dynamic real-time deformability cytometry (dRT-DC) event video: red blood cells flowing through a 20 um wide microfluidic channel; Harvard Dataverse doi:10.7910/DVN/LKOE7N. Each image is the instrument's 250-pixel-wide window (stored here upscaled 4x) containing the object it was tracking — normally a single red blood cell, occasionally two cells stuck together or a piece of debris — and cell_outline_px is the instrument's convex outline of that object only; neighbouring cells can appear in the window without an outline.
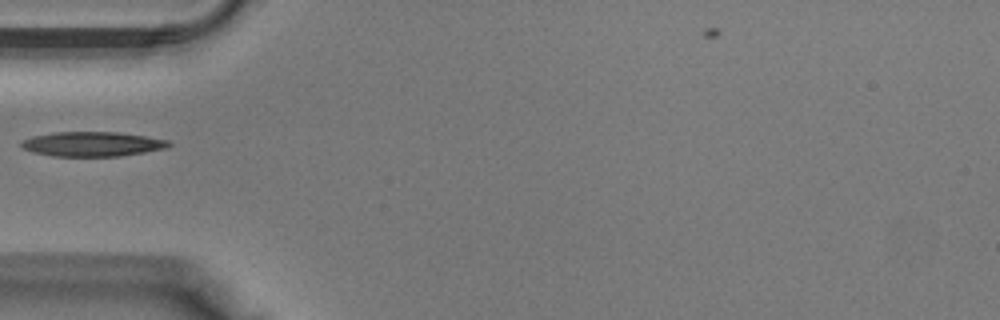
{"species": "Egyptian fruit bat (a non-hibernating species)", "species_latin": "Rousettus aegyptiacus", "temperature_condition": "warm", "stored_images_in_passage": 25, "camera_frame_rate_fps": 3000, "um_per_image_px": 0.085, "animal": {"sex": "male"}, "frame": {"image": 1, "passage_image": 1, "time_ms": 0.0, "image_size_px": [1000, 320], "cell_outline_px": [[172, 144], [168, 148], [120, 156], [52, 156], [32, 152], [20, 148], [20, 144], [24, 140], [32, 136], [56, 132], [120, 132], [168, 140]], "centroid_in_image_um": [7.84, 12.24], "position_along_channel_um": 77.2, "area_um2": 21.21}}
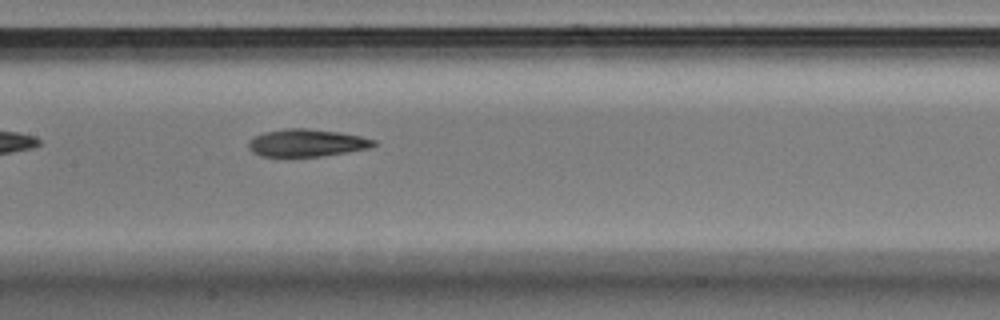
{"frame": {"image": 2, "passage_image": 7, "time_ms": 2.0, "image_size_px": [1000, 320], "cell_outline_px": [[376, 144], [372, 148], [320, 156], [284, 160], [260, 156], [252, 152], [248, 148], [248, 140], [264, 132], [284, 128], [304, 128], [340, 132], [360, 136], [376, 140]], "centroid_in_image_um": [26.0, 12.19], "position_along_channel_um": 181.4, "area_um2": 20.92}}
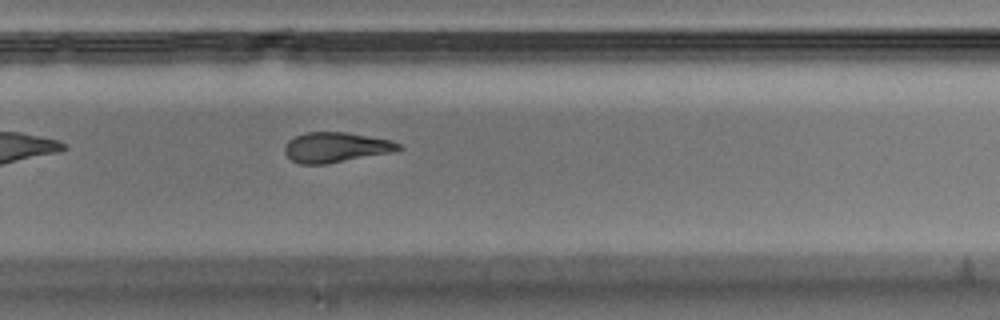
{"frame": {"image": 3, "passage_image": 14, "time_ms": 4.333, "image_size_px": [1000, 320], "cell_outline_px": [[404, 148], [392, 152], [324, 164], [300, 164], [292, 160], [284, 152], [284, 148], [288, 140], [296, 136], [308, 132], [348, 132], [392, 140], [400, 144]], "centroid_in_image_um": [28.56, 12.51], "position_along_channel_um": 301.2, "area_um2": 19.88}}